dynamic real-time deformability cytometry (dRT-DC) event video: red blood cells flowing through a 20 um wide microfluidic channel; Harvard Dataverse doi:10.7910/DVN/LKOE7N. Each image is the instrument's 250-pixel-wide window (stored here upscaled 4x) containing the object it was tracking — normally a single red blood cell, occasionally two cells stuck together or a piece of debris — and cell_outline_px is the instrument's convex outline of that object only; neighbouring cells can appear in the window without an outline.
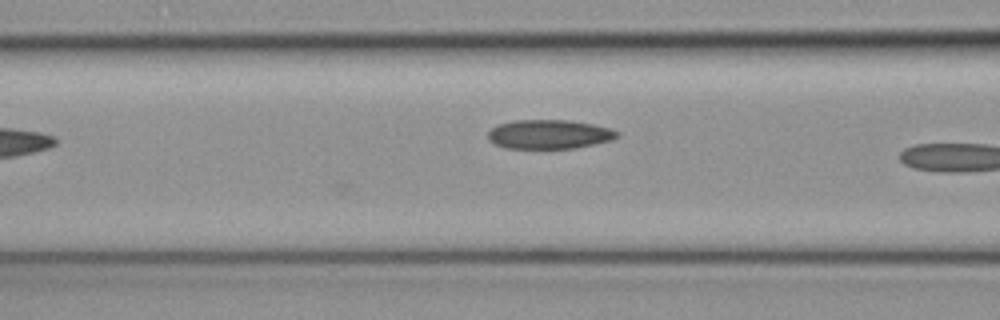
{"species": "common noctule bat (a hibernating species)", "species_latin": "Nyctalus noctula", "temperature_condition": "cold", "stored_images_in_passage": 6, "camera_frame_rate_fps": 3000, "um_per_image_px": 0.085, "animal": {"sex": "female", "body_mass_g": 19.3, "forearm_length_mm": 54.1}, "frame": {"image": 1, "passage_image": 6, "time_ms": 1.667, "image_size_px": [1000, 320], "cell_outline_px": [[620, 136], [612, 140], [576, 148], [504, 148], [488, 140], [488, 132], [496, 124], [516, 120], [568, 120], [592, 124], [608, 128], [620, 132]], "centroid_in_image_um": [46.67, 11.41], "position_along_channel_um": 119.9, "area_um2": 21.96}}